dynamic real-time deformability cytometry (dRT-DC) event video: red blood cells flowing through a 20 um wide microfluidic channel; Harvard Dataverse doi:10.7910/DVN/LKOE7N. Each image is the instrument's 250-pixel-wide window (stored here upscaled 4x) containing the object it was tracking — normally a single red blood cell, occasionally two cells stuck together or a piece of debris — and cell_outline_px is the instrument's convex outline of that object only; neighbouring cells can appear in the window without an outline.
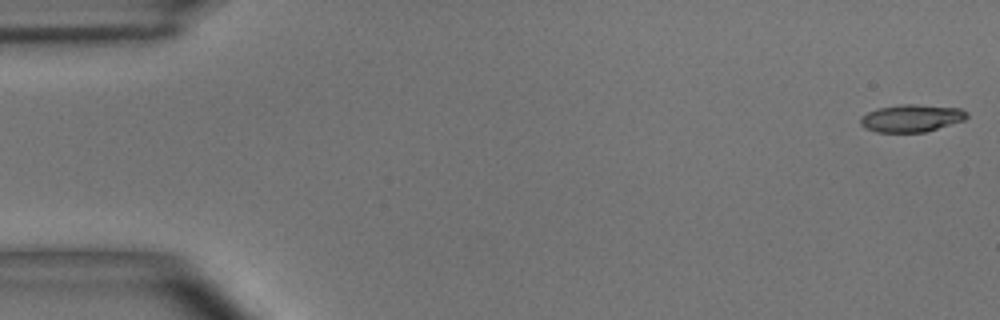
{"species": "common noctule bat (a hibernating species)", "species_latin": "Nyctalus noctula", "temperature_condition": "room temperature", "stored_images_in_passage": 55, "camera_frame_rate_fps": 3000, "um_per_image_px": 0.085, "animal": {"sex": "male", "body_mass_g": 15.6}, "frame": {"image": 1, "passage_image": 1, "time_ms": 0.0, "image_size_px": [1000, 320], "cell_outline_px": [[968, 116], [964, 120], [924, 132], [876, 132], [864, 128], [860, 124], [860, 116], [876, 108], [900, 104], [916, 104], [960, 108], [968, 112]], "centroid_in_image_um": [77.44, 10.03], "position_along_channel_um": 7.6, "area_um2": 17.11}}
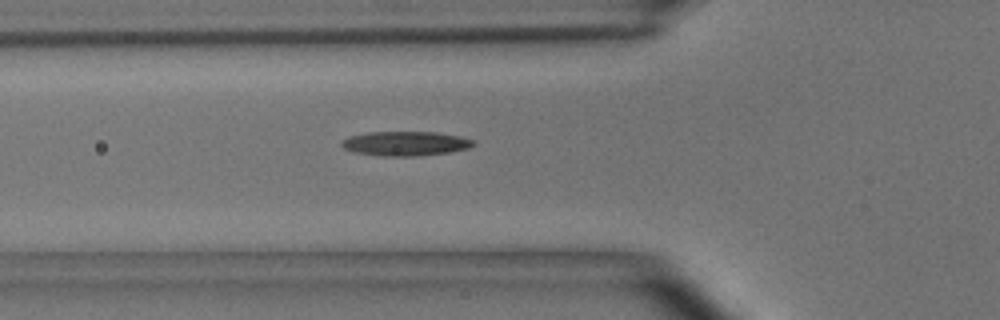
{"frame": {"image": 2, "passage_image": 19, "time_ms": 6.0, "image_size_px": [1000, 320], "cell_outline_px": [[476, 144], [468, 148], [448, 152], [416, 156], [384, 156], [356, 152], [344, 148], [340, 144], [340, 140], [348, 136], [368, 132], [436, 132], [460, 136], [476, 140]], "centroid_in_image_um": [34.46, 12.19], "position_along_channel_um": 91.3, "area_um2": 18.79}}
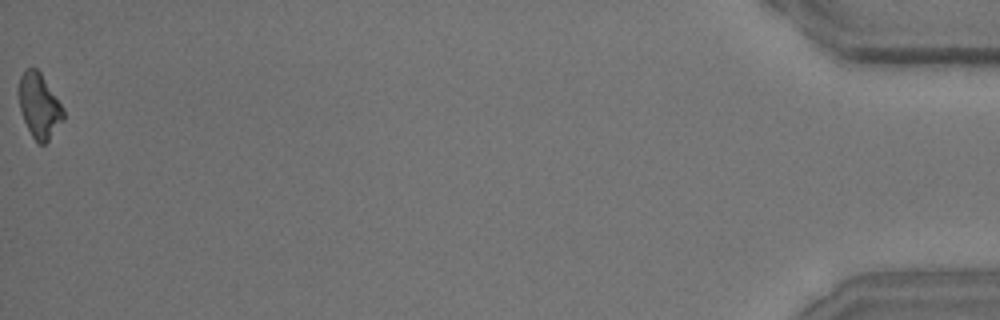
{"frame": {"image": 3, "passage_image": 55, "time_ms": 18.0, "image_size_px": [1000, 320], "cell_outline_px": [[64, 120], [48, 140], [44, 144], [40, 144], [32, 136], [24, 120], [20, 108], [20, 76], [28, 68], [36, 68], [40, 72], [64, 108]], "centroid_in_image_um": [3.37, 9.0], "position_along_channel_um": 431.8, "area_um2": 16.36}, "authors_computed_cell_mechanics": {"area_um2": 17.5134, "velocity_mm_per_s": 3.6352, "shape_relaxation_time_tau1_ms": 4.7651, "shape_relaxation_time_tau2_ms": 7.284, "deformation_change_tau1": 0.1958, "deformation_change_tau2": 0.192}}